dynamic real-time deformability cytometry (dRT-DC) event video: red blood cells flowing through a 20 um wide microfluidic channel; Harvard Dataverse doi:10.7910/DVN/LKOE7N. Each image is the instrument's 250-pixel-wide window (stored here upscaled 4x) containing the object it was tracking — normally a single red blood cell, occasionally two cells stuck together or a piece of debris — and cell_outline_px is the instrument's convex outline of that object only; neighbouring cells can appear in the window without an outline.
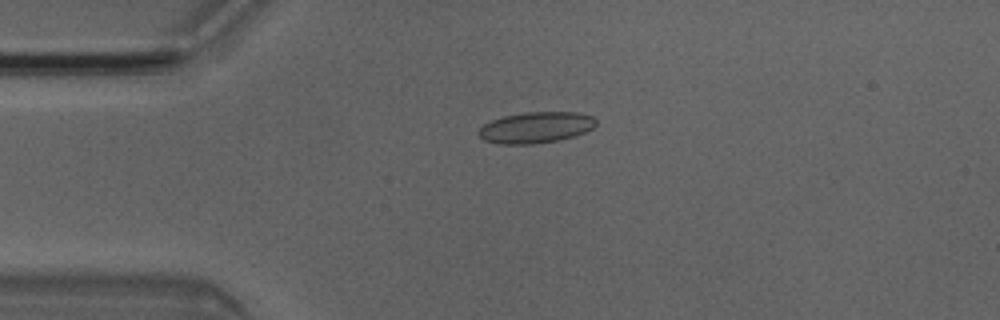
{"species": "Egyptian fruit bat (a non-hibernating species)", "species_latin": "Rousettus aegyptiacus", "temperature_condition": "room temperature", "stored_images_in_passage": 3, "camera_frame_rate_fps": 3000, "um_per_image_px": 0.085, "animal": {"sex": "male"}, "frame": {"image": 1, "passage_image": 1, "time_ms": 0.0, "image_size_px": [1000, 320], "cell_outline_px": [[596, 124], [592, 128], [584, 132], [572, 136], [556, 140], [532, 144], [500, 144], [484, 140], [476, 132], [484, 124], [492, 120], [504, 116], [524, 112], [576, 112], [592, 116], [596, 120]], "centroid_in_image_um": [45.52, 10.83], "position_along_channel_um": 39.5, "area_um2": 21.1}}